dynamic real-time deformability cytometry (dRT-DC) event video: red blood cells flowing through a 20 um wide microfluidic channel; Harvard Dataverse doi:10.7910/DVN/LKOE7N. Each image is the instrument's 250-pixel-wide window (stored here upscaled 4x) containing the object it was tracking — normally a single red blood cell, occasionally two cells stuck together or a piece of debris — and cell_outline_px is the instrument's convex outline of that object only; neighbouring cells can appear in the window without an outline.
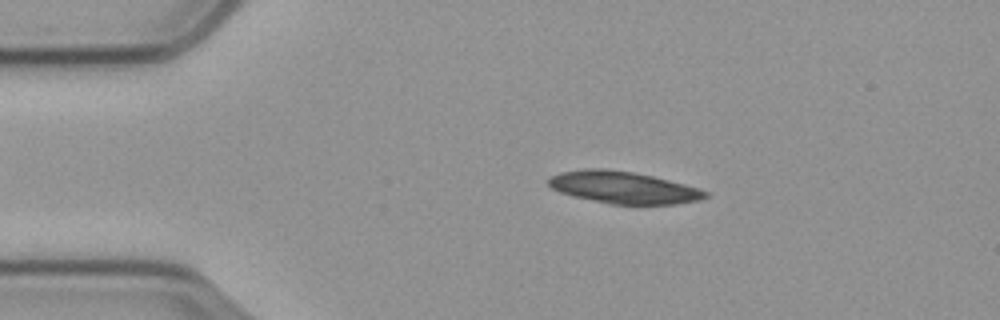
{"species": "common noctule bat (a hibernating species)", "species_latin": "Nyctalus noctula", "temperature_condition": "cold", "stored_images_in_passage": 56, "camera_frame_rate_fps": 3000, "um_per_image_px": 0.085, "animal": {"sex": "male", "body_mass_g": 23.1, "forearm_length_mm": 52.7}, "frame": {"image": 1, "passage_image": 10, "time_ms": 3.0, "image_size_px": [1000, 320], "cell_outline_px": [[708, 196], [700, 200], [676, 204], [612, 204], [572, 196], [560, 192], [552, 188], [548, 184], [548, 180], [552, 176], [560, 172], [584, 168], [608, 168], [632, 172], [652, 176], [700, 188], [708, 192]], "centroid_in_image_um": [52.98, 15.93], "position_along_channel_um": 32.0, "area_um2": 29.25}}